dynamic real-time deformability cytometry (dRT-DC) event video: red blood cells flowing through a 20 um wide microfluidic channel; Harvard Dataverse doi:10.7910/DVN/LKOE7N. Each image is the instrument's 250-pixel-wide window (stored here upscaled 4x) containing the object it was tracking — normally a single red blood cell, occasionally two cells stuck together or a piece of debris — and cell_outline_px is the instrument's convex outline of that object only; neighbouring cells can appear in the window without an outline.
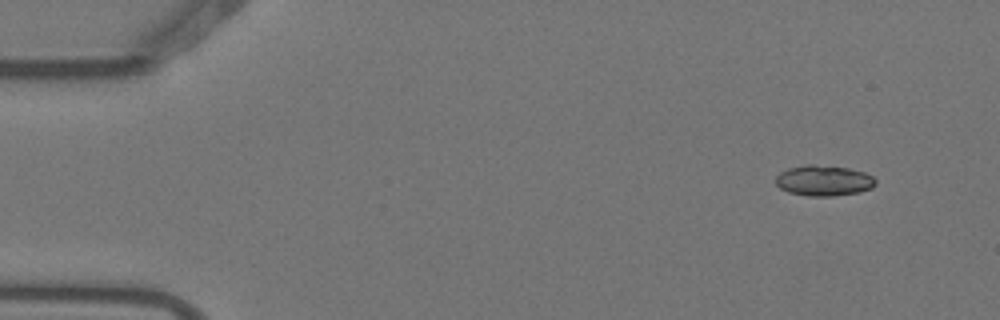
{"species": "Egyptian fruit bat (a non-hibernating species)", "species_latin": "Rousettus aegyptiacus", "temperature_condition": "warm", "stored_images_in_passage": 5, "camera_frame_rate_fps": 3000, "um_per_image_px": 0.085, "animal": {"sex": "female"}, "frame": {"image": 1, "passage_image": 1, "time_ms": 0.0, "image_size_px": [1000, 320], "cell_outline_px": [[876, 184], [872, 188], [860, 192], [832, 196], [808, 196], [788, 192], [780, 188], [776, 184], [776, 176], [780, 172], [788, 168], [808, 164], [812, 164], [848, 168], [864, 172], [872, 176], [876, 180]], "centroid_in_image_um": [70.02, 15.35], "position_along_channel_um": 15.0, "area_um2": 17.86}}